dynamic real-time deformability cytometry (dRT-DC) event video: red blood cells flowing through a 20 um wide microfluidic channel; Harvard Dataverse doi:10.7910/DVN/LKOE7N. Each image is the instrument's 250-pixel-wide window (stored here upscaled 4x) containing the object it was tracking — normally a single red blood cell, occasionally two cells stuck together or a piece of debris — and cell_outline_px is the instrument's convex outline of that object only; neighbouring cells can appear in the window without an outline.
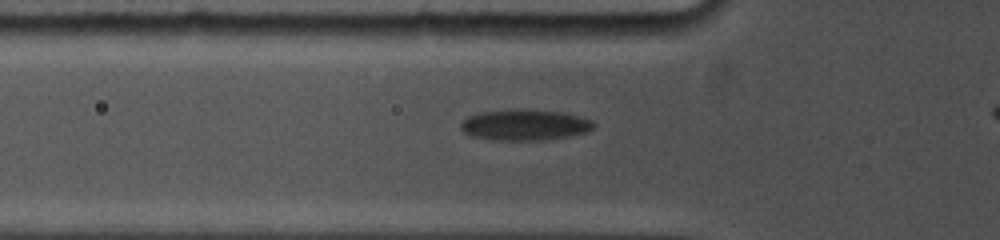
{"species": "common noctule bat (a hibernating species)", "species_latin": "Nyctalus noctula", "temperature_condition": "cold", "stored_images_in_passage": 33, "camera_frame_rate_fps": 5000, "um_per_image_px": 0.085, "animal": {"sex": "female", "body_mass_g": 19.0, "forearm_length_mm": 53.3}, "frame": {"image": 1, "passage_image": 7, "time_ms": 2.4, "image_size_px": [1000, 240], "cell_outline_px": [[596, 124], [588, 132], [568, 136], [540, 140], [488, 140], [472, 136], [464, 132], [460, 128], [460, 124], [468, 116], [480, 112], [512, 108], [520, 108], [564, 112], [580, 116], [592, 120]], "centroid_in_image_um": [44.6, 10.6], "position_along_channel_um": 81.2, "area_um2": 24.33}}
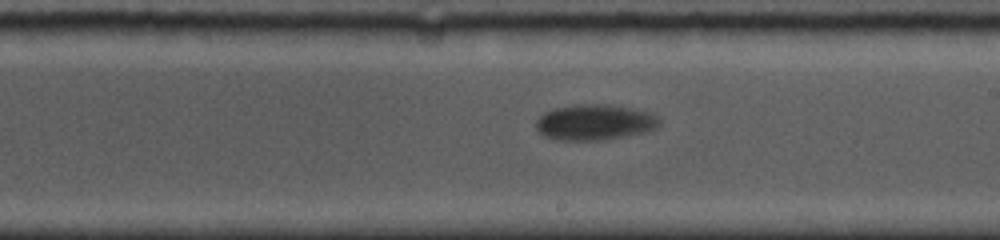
{"frame": {"image": 2, "passage_image": 18, "time_ms": 6.8, "image_size_px": [1000, 240], "cell_outline_px": [[660, 124], [656, 128], [648, 132], [604, 140], [556, 140], [544, 136], [536, 128], [536, 120], [544, 112], [552, 108], [580, 104], [608, 104], [648, 112], [656, 116], [660, 120]], "centroid_in_image_um": [50.53, 10.4], "position_along_channel_um": 238.5, "area_um2": 25.78}}
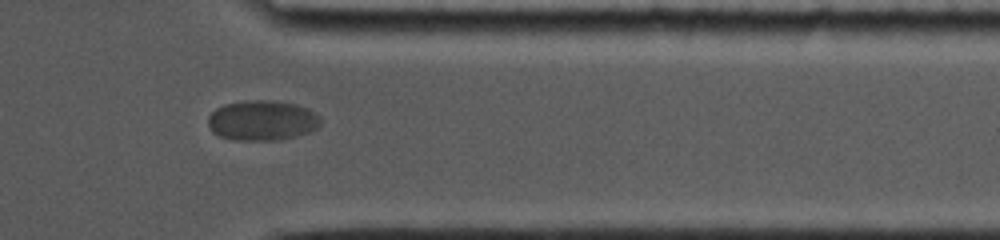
{"frame": {"image": 3, "passage_image": 29, "time_ms": 11.0, "image_size_px": [1000, 240], "cell_outline_px": [[324, 120], [316, 128], [308, 132], [296, 136], [280, 140], [236, 140], [220, 136], [212, 132], [208, 124], [208, 116], [216, 108], [224, 104], [244, 100], [268, 100], [296, 104], [308, 108], [320, 116]], "centroid_in_image_um": [22.29, 10.23], "position_along_channel_um": 389.1, "area_um2": 26.53}}